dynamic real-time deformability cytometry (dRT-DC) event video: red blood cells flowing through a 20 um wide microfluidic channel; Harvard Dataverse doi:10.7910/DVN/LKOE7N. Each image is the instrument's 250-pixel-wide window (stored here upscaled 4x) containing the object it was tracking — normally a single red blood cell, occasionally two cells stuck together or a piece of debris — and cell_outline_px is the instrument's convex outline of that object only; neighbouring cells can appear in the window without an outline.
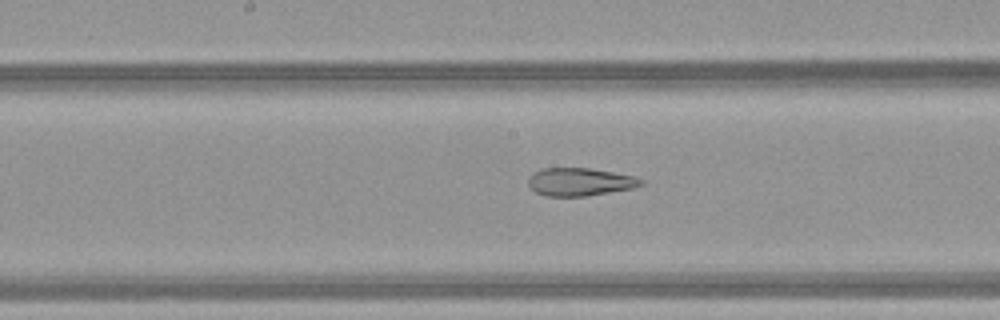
{"species": "common noctule bat (a hibernating species)", "species_latin": "Nyctalus noctula", "temperature_condition": "warm", "stored_images_in_passage": 50, "camera_frame_rate_fps": 3000, "um_per_image_px": 0.085, "animal": {"sex": "female", "body_mass_g": 21.9}, "frame": {"image": 1, "passage_image": 27, "time_ms": 8.667, "image_size_px": [1000, 320], "cell_outline_px": [[644, 184], [632, 188], [588, 196], [544, 196], [536, 192], [528, 184], [528, 176], [532, 172], [544, 168], [592, 168], [636, 176], [644, 180]], "centroid_in_image_um": [49.3, 15.45], "position_along_channel_um": 198.9, "area_um2": 18.55}}
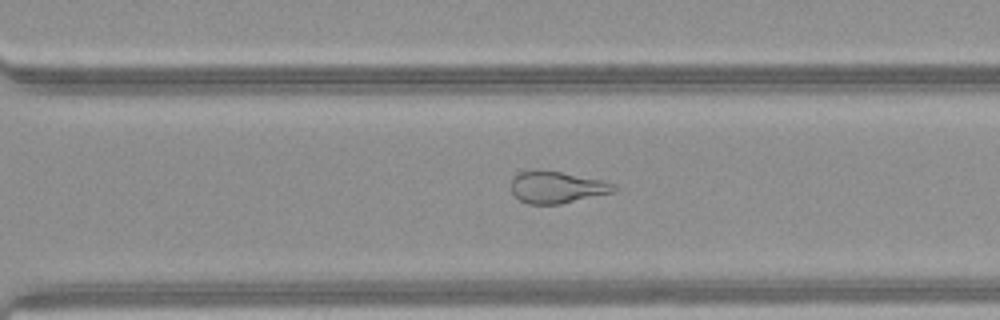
{"frame": {"image": 2, "passage_image": 36, "time_ms": 11.667, "image_size_px": [1000, 320], "cell_outline_px": [[620, 188], [616, 192], [560, 204], [528, 204], [520, 200], [512, 192], [512, 180], [520, 172], [536, 168], [560, 172], [600, 180], [616, 184]], "centroid_in_image_um": [47.37, 15.91], "position_along_channel_um": 323.2, "area_um2": 19.19}}
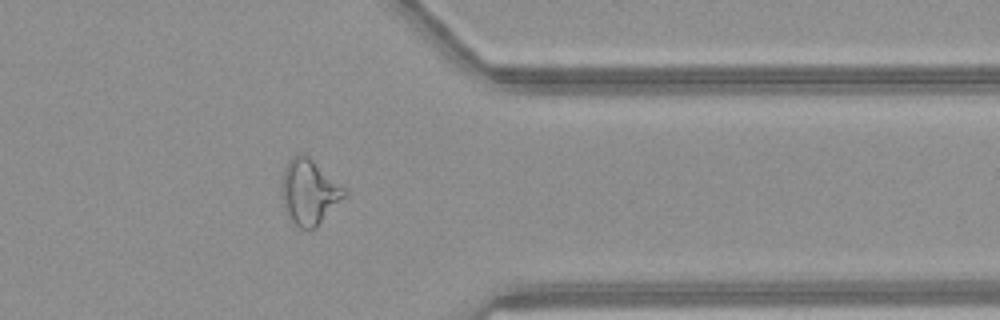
{"frame": {"image": 3, "passage_image": 41, "time_ms": 13.333, "image_size_px": [1000, 320], "cell_outline_px": [[348, 196], [316, 228], [296, 228], [292, 224], [284, 208], [280, 188], [280, 184], [284, 168], [288, 160], [292, 156], [300, 152], [304, 152], [348, 188]], "centroid_in_image_um": [26.31, 16.3], "position_along_channel_um": 385.1, "area_um2": 24.97}, "authors_computed_cell_mechanics": {"area_um2": 25.6054, "velocity_mm_per_s": 4.1669, "shape_relaxation_time_tau1_ms": null, "shape_relaxation_time_tau2_ms": 2.0384, "deformation_change_tau1": null, "deformation_change_tau2": 0.108}}